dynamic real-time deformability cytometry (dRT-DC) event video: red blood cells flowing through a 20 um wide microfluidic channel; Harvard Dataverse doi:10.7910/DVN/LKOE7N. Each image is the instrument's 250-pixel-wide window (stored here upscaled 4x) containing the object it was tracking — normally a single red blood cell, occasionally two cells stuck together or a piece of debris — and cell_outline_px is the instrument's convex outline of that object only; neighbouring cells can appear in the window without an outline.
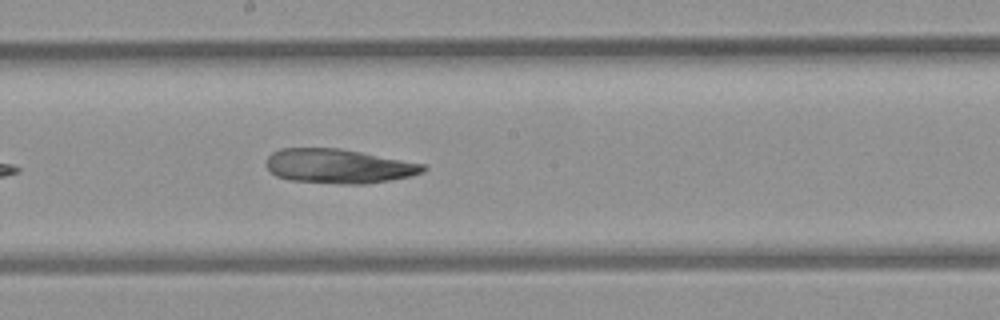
{"species": "common noctule bat (a hibernating species)", "species_latin": "Nyctalus noctula", "temperature_condition": "room temperature", "stored_images_in_passage": 8, "camera_frame_rate_fps": 3000, "um_per_image_px": 0.085, "animal": {"sex": "female", "body_mass_g": 21.9}, "frame": {"image": 1, "passage_image": 8, "time_ms": 8.0, "image_size_px": [1000, 320], "cell_outline_px": [[428, 168], [424, 172], [412, 176], [364, 184], [340, 184], [288, 180], [276, 176], [264, 164], [268, 156], [272, 152], [280, 148], [340, 148], [424, 164]], "centroid_in_image_um": [28.76, 14.12], "position_along_channel_um": 219.4, "area_um2": 31.5}}